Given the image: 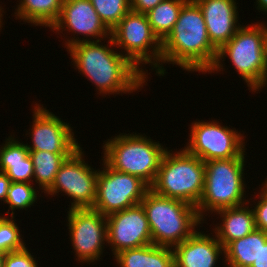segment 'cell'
Segmentation results:
<instances>
[{
	"mask_svg": "<svg viewBox=\"0 0 267 267\" xmlns=\"http://www.w3.org/2000/svg\"><path fill=\"white\" fill-rule=\"evenodd\" d=\"M107 40L109 45L92 40L68 47L67 51L74 67L96 85L100 95H122L142 89L143 84L148 81L147 77L125 57L124 53L114 51L115 45L111 36Z\"/></svg>",
	"mask_w": 267,
	"mask_h": 267,
	"instance_id": "cell-1",
	"label": "cell"
},
{
	"mask_svg": "<svg viewBox=\"0 0 267 267\" xmlns=\"http://www.w3.org/2000/svg\"><path fill=\"white\" fill-rule=\"evenodd\" d=\"M218 50L210 42L203 13L194 0L182 7L171 33L162 42L161 76L166 70L163 63H170L186 71L204 72L213 67Z\"/></svg>",
	"mask_w": 267,
	"mask_h": 267,
	"instance_id": "cell-2",
	"label": "cell"
},
{
	"mask_svg": "<svg viewBox=\"0 0 267 267\" xmlns=\"http://www.w3.org/2000/svg\"><path fill=\"white\" fill-rule=\"evenodd\" d=\"M266 30L267 24L262 22L241 26L235 35L218 50L216 61L208 73L223 71L224 64L221 62L228 55L236 72L252 92L260 91L267 86L264 54Z\"/></svg>",
	"mask_w": 267,
	"mask_h": 267,
	"instance_id": "cell-3",
	"label": "cell"
},
{
	"mask_svg": "<svg viewBox=\"0 0 267 267\" xmlns=\"http://www.w3.org/2000/svg\"><path fill=\"white\" fill-rule=\"evenodd\" d=\"M145 210L152 244L174 248L190 237L201 223L197 208L149 190L140 202Z\"/></svg>",
	"mask_w": 267,
	"mask_h": 267,
	"instance_id": "cell-4",
	"label": "cell"
},
{
	"mask_svg": "<svg viewBox=\"0 0 267 267\" xmlns=\"http://www.w3.org/2000/svg\"><path fill=\"white\" fill-rule=\"evenodd\" d=\"M245 150L231 159L210 160L205 163V181L197 213L202 222L205 213L250 203L246 200L244 166ZM244 179V180H243ZM245 199V200H244ZM245 201V202H244ZM248 202V203H247Z\"/></svg>",
	"mask_w": 267,
	"mask_h": 267,
	"instance_id": "cell-5",
	"label": "cell"
},
{
	"mask_svg": "<svg viewBox=\"0 0 267 267\" xmlns=\"http://www.w3.org/2000/svg\"><path fill=\"white\" fill-rule=\"evenodd\" d=\"M173 152H165L150 190L197 207L204 191L205 163L185 148Z\"/></svg>",
	"mask_w": 267,
	"mask_h": 267,
	"instance_id": "cell-6",
	"label": "cell"
},
{
	"mask_svg": "<svg viewBox=\"0 0 267 267\" xmlns=\"http://www.w3.org/2000/svg\"><path fill=\"white\" fill-rule=\"evenodd\" d=\"M103 144L102 160L109 167L137 176L149 186L155 181L162 158L168 149L140 133H122Z\"/></svg>",
	"mask_w": 267,
	"mask_h": 267,
	"instance_id": "cell-7",
	"label": "cell"
},
{
	"mask_svg": "<svg viewBox=\"0 0 267 267\" xmlns=\"http://www.w3.org/2000/svg\"><path fill=\"white\" fill-rule=\"evenodd\" d=\"M111 37L117 49L146 77L142 64H151L156 75L161 76L162 42L153 32L146 14L130 10L112 29ZM151 50V51H150ZM141 68H140V66ZM158 73V74H157Z\"/></svg>",
	"mask_w": 267,
	"mask_h": 267,
	"instance_id": "cell-8",
	"label": "cell"
},
{
	"mask_svg": "<svg viewBox=\"0 0 267 267\" xmlns=\"http://www.w3.org/2000/svg\"><path fill=\"white\" fill-rule=\"evenodd\" d=\"M78 148L61 164L52 185L44 192L56 195L63 192L72 198L69 209L93 208L97 194L98 170L85 163L84 152Z\"/></svg>",
	"mask_w": 267,
	"mask_h": 267,
	"instance_id": "cell-9",
	"label": "cell"
},
{
	"mask_svg": "<svg viewBox=\"0 0 267 267\" xmlns=\"http://www.w3.org/2000/svg\"><path fill=\"white\" fill-rule=\"evenodd\" d=\"M98 172L97 194L92 209L104 216L139 204L150 186L141 178L118 172L104 161Z\"/></svg>",
	"mask_w": 267,
	"mask_h": 267,
	"instance_id": "cell-10",
	"label": "cell"
},
{
	"mask_svg": "<svg viewBox=\"0 0 267 267\" xmlns=\"http://www.w3.org/2000/svg\"><path fill=\"white\" fill-rule=\"evenodd\" d=\"M190 126L189 143L184 148L203 162L238 157L246 149V136L235 128L221 126L219 121L198 120Z\"/></svg>",
	"mask_w": 267,
	"mask_h": 267,
	"instance_id": "cell-11",
	"label": "cell"
},
{
	"mask_svg": "<svg viewBox=\"0 0 267 267\" xmlns=\"http://www.w3.org/2000/svg\"><path fill=\"white\" fill-rule=\"evenodd\" d=\"M67 213L76 261L90 264L101 259L105 242L107 244V216L92 208L69 209Z\"/></svg>",
	"mask_w": 267,
	"mask_h": 267,
	"instance_id": "cell-12",
	"label": "cell"
},
{
	"mask_svg": "<svg viewBox=\"0 0 267 267\" xmlns=\"http://www.w3.org/2000/svg\"><path fill=\"white\" fill-rule=\"evenodd\" d=\"M33 109L32 129L29 132L32 145L26 144L29 151H48L51 153H74L80 144L74 137L73 129L69 123L63 122L61 118L35 104Z\"/></svg>",
	"mask_w": 267,
	"mask_h": 267,
	"instance_id": "cell-13",
	"label": "cell"
},
{
	"mask_svg": "<svg viewBox=\"0 0 267 267\" xmlns=\"http://www.w3.org/2000/svg\"><path fill=\"white\" fill-rule=\"evenodd\" d=\"M107 243L114 256L126 249L152 244L147 216L141 203L107 216Z\"/></svg>",
	"mask_w": 267,
	"mask_h": 267,
	"instance_id": "cell-14",
	"label": "cell"
},
{
	"mask_svg": "<svg viewBox=\"0 0 267 267\" xmlns=\"http://www.w3.org/2000/svg\"><path fill=\"white\" fill-rule=\"evenodd\" d=\"M63 29L64 31L69 30L68 32H72L74 35L77 33V36L80 34L86 37V39L77 36L68 38L65 41L66 49L82 41L89 42L92 37L96 41H101L111 36V31L101 21L89 0H63L59 18L51 30L53 32L55 30L59 34V32H63Z\"/></svg>",
	"mask_w": 267,
	"mask_h": 267,
	"instance_id": "cell-15",
	"label": "cell"
},
{
	"mask_svg": "<svg viewBox=\"0 0 267 267\" xmlns=\"http://www.w3.org/2000/svg\"><path fill=\"white\" fill-rule=\"evenodd\" d=\"M200 7L212 45L219 50L242 26L236 0H194ZM238 24V25H237Z\"/></svg>",
	"mask_w": 267,
	"mask_h": 267,
	"instance_id": "cell-16",
	"label": "cell"
},
{
	"mask_svg": "<svg viewBox=\"0 0 267 267\" xmlns=\"http://www.w3.org/2000/svg\"><path fill=\"white\" fill-rule=\"evenodd\" d=\"M212 236L196 230L176 245L173 248L175 267H216L219 257L225 254L216 235Z\"/></svg>",
	"mask_w": 267,
	"mask_h": 267,
	"instance_id": "cell-17",
	"label": "cell"
},
{
	"mask_svg": "<svg viewBox=\"0 0 267 267\" xmlns=\"http://www.w3.org/2000/svg\"><path fill=\"white\" fill-rule=\"evenodd\" d=\"M0 171L11 182H34V167L26 144L10 135L0 148Z\"/></svg>",
	"mask_w": 267,
	"mask_h": 267,
	"instance_id": "cell-18",
	"label": "cell"
},
{
	"mask_svg": "<svg viewBox=\"0 0 267 267\" xmlns=\"http://www.w3.org/2000/svg\"><path fill=\"white\" fill-rule=\"evenodd\" d=\"M243 204L237 207L221 209L217 213L222 222L215 225L214 233L225 248L230 242L240 239L256 229L255 215L252 206Z\"/></svg>",
	"mask_w": 267,
	"mask_h": 267,
	"instance_id": "cell-19",
	"label": "cell"
},
{
	"mask_svg": "<svg viewBox=\"0 0 267 267\" xmlns=\"http://www.w3.org/2000/svg\"><path fill=\"white\" fill-rule=\"evenodd\" d=\"M113 257L120 267H175L173 248L154 244L126 249Z\"/></svg>",
	"mask_w": 267,
	"mask_h": 267,
	"instance_id": "cell-20",
	"label": "cell"
},
{
	"mask_svg": "<svg viewBox=\"0 0 267 267\" xmlns=\"http://www.w3.org/2000/svg\"><path fill=\"white\" fill-rule=\"evenodd\" d=\"M266 241L267 233L255 229L245 237L230 242L224 248V263L227 267H251Z\"/></svg>",
	"mask_w": 267,
	"mask_h": 267,
	"instance_id": "cell-21",
	"label": "cell"
},
{
	"mask_svg": "<svg viewBox=\"0 0 267 267\" xmlns=\"http://www.w3.org/2000/svg\"><path fill=\"white\" fill-rule=\"evenodd\" d=\"M16 19L36 26L51 28L58 20L63 0H19Z\"/></svg>",
	"mask_w": 267,
	"mask_h": 267,
	"instance_id": "cell-22",
	"label": "cell"
},
{
	"mask_svg": "<svg viewBox=\"0 0 267 267\" xmlns=\"http://www.w3.org/2000/svg\"><path fill=\"white\" fill-rule=\"evenodd\" d=\"M72 154L29 151L34 167V180L39 184V190L45 192L52 185L61 164Z\"/></svg>",
	"mask_w": 267,
	"mask_h": 267,
	"instance_id": "cell-23",
	"label": "cell"
},
{
	"mask_svg": "<svg viewBox=\"0 0 267 267\" xmlns=\"http://www.w3.org/2000/svg\"><path fill=\"white\" fill-rule=\"evenodd\" d=\"M187 1L188 0H163L146 14L153 32L161 42H163L173 30L180 11Z\"/></svg>",
	"mask_w": 267,
	"mask_h": 267,
	"instance_id": "cell-24",
	"label": "cell"
},
{
	"mask_svg": "<svg viewBox=\"0 0 267 267\" xmlns=\"http://www.w3.org/2000/svg\"><path fill=\"white\" fill-rule=\"evenodd\" d=\"M101 21L105 26L112 29L131 10L130 0H89Z\"/></svg>",
	"mask_w": 267,
	"mask_h": 267,
	"instance_id": "cell-25",
	"label": "cell"
},
{
	"mask_svg": "<svg viewBox=\"0 0 267 267\" xmlns=\"http://www.w3.org/2000/svg\"><path fill=\"white\" fill-rule=\"evenodd\" d=\"M36 190L37 189H34L31 183L11 182L8 189L7 198L5 200V203L9 205L8 212H6L5 216L9 214V210L12 211L10 214L12 217H14V210H26V208L33 206L38 199L37 194L39 191Z\"/></svg>",
	"mask_w": 267,
	"mask_h": 267,
	"instance_id": "cell-26",
	"label": "cell"
},
{
	"mask_svg": "<svg viewBox=\"0 0 267 267\" xmlns=\"http://www.w3.org/2000/svg\"><path fill=\"white\" fill-rule=\"evenodd\" d=\"M15 218H7L4 215L0 216V252L8 253L23 249L26 244L21 239L19 226L13 220Z\"/></svg>",
	"mask_w": 267,
	"mask_h": 267,
	"instance_id": "cell-27",
	"label": "cell"
},
{
	"mask_svg": "<svg viewBox=\"0 0 267 267\" xmlns=\"http://www.w3.org/2000/svg\"><path fill=\"white\" fill-rule=\"evenodd\" d=\"M3 267H38V264L25 246L23 249L5 253Z\"/></svg>",
	"mask_w": 267,
	"mask_h": 267,
	"instance_id": "cell-28",
	"label": "cell"
},
{
	"mask_svg": "<svg viewBox=\"0 0 267 267\" xmlns=\"http://www.w3.org/2000/svg\"><path fill=\"white\" fill-rule=\"evenodd\" d=\"M260 194L256 195L259 201L253 203L256 229L267 233V189L262 185Z\"/></svg>",
	"mask_w": 267,
	"mask_h": 267,
	"instance_id": "cell-29",
	"label": "cell"
},
{
	"mask_svg": "<svg viewBox=\"0 0 267 267\" xmlns=\"http://www.w3.org/2000/svg\"><path fill=\"white\" fill-rule=\"evenodd\" d=\"M162 1L163 0H130V8L134 12L147 14Z\"/></svg>",
	"mask_w": 267,
	"mask_h": 267,
	"instance_id": "cell-30",
	"label": "cell"
},
{
	"mask_svg": "<svg viewBox=\"0 0 267 267\" xmlns=\"http://www.w3.org/2000/svg\"><path fill=\"white\" fill-rule=\"evenodd\" d=\"M11 180L8 176L0 171V200L5 204V200L7 198L8 189L10 186Z\"/></svg>",
	"mask_w": 267,
	"mask_h": 267,
	"instance_id": "cell-31",
	"label": "cell"
},
{
	"mask_svg": "<svg viewBox=\"0 0 267 267\" xmlns=\"http://www.w3.org/2000/svg\"><path fill=\"white\" fill-rule=\"evenodd\" d=\"M251 267H267V241L264 245H261L258 258L253 262Z\"/></svg>",
	"mask_w": 267,
	"mask_h": 267,
	"instance_id": "cell-32",
	"label": "cell"
},
{
	"mask_svg": "<svg viewBox=\"0 0 267 267\" xmlns=\"http://www.w3.org/2000/svg\"><path fill=\"white\" fill-rule=\"evenodd\" d=\"M256 7L257 10L264 11L265 14L267 13V0H256Z\"/></svg>",
	"mask_w": 267,
	"mask_h": 267,
	"instance_id": "cell-33",
	"label": "cell"
},
{
	"mask_svg": "<svg viewBox=\"0 0 267 267\" xmlns=\"http://www.w3.org/2000/svg\"><path fill=\"white\" fill-rule=\"evenodd\" d=\"M264 54H265V64L267 67V30H266V36H265V42H264Z\"/></svg>",
	"mask_w": 267,
	"mask_h": 267,
	"instance_id": "cell-34",
	"label": "cell"
},
{
	"mask_svg": "<svg viewBox=\"0 0 267 267\" xmlns=\"http://www.w3.org/2000/svg\"><path fill=\"white\" fill-rule=\"evenodd\" d=\"M2 9H3L2 6H0V30H1V27H3V26H2V25H3V24H2V23H3V22H2V21H3V20H2V19H3L2 17H3V12H4V11H3ZM1 12H2V13H1Z\"/></svg>",
	"mask_w": 267,
	"mask_h": 267,
	"instance_id": "cell-35",
	"label": "cell"
},
{
	"mask_svg": "<svg viewBox=\"0 0 267 267\" xmlns=\"http://www.w3.org/2000/svg\"><path fill=\"white\" fill-rule=\"evenodd\" d=\"M4 256L5 254L0 252V267H3Z\"/></svg>",
	"mask_w": 267,
	"mask_h": 267,
	"instance_id": "cell-36",
	"label": "cell"
},
{
	"mask_svg": "<svg viewBox=\"0 0 267 267\" xmlns=\"http://www.w3.org/2000/svg\"><path fill=\"white\" fill-rule=\"evenodd\" d=\"M262 183H263L262 185L267 189V182H265V183L262 182Z\"/></svg>",
	"mask_w": 267,
	"mask_h": 267,
	"instance_id": "cell-37",
	"label": "cell"
}]
</instances>
